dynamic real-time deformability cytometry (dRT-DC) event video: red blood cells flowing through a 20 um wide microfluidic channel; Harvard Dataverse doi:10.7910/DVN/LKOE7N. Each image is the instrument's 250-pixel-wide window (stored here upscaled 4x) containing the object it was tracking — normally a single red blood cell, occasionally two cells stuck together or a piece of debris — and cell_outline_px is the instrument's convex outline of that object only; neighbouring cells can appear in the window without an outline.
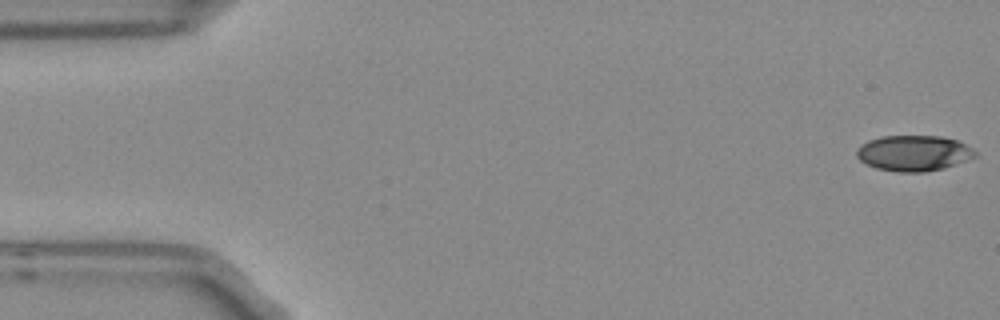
{"species": "Egyptian fruit bat (a non-hibernating species)", "species_latin": "Rousettus aegyptiacus", "temperature_condition": "room temperature", "stored_images_in_passage": 5, "camera_frame_rate_fps": 3000, "um_per_image_px": 0.085, "frame": {"image": 1, "passage_image": 1, "time_ms": 0.0, "image_size_px": [1000, 320], "cell_outline_px": [[976, 156], [944, 168], [924, 172], [900, 172], [876, 168], [864, 164], [856, 156], [856, 148], [860, 144], [868, 140], [884, 136], [940, 136], [956, 140], [972, 148], [976, 152]], "centroid_in_image_um": [77.61, 13.02], "position_along_channel_um": 7.4, "area_um2": 24.62}}
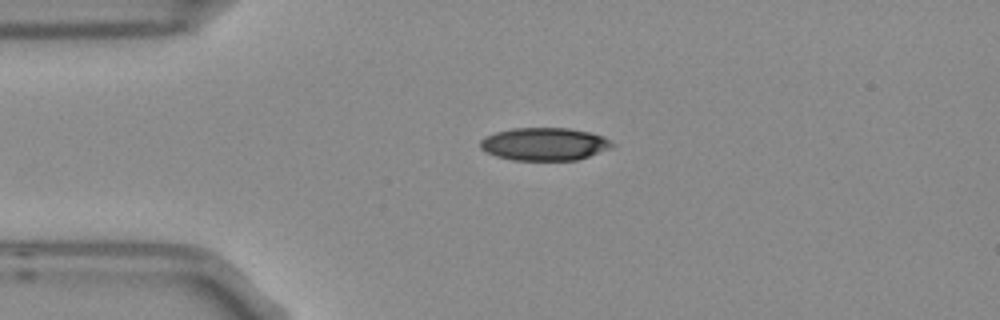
{"frame": {"image": 2, "passage_image": 4, "time_ms": 1.0, "image_size_px": [1000, 320], "cell_outline_px": [[616, 144], [608, 148], [588, 156], [576, 160], [512, 160], [496, 156], [480, 148], [480, 140], [484, 136], [496, 132], [512, 128], [568, 128], [588, 132], [604, 136]], "centroid_in_image_um": [46.25, 12.24], "position_along_channel_um": 38.8, "area_um2": 25.09}}